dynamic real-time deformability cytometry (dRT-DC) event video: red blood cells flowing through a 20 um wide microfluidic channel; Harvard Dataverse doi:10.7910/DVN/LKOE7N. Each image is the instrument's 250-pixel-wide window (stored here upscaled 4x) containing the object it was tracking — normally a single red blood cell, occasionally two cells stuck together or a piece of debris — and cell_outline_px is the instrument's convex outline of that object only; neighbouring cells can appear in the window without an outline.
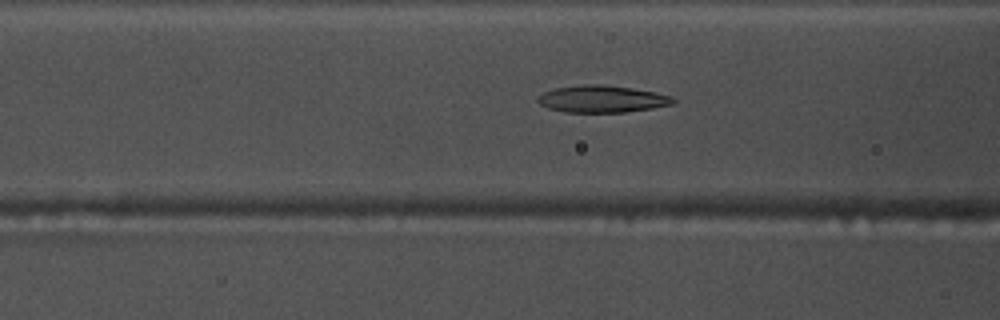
{"species": "common noctule bat (a hibernating species)", "species_latin": "Nyctalus noctula", "temperature_condition": "warm", "stored_images_in_passage": 43, "camera_frame_rate_fps": 3000, "um_per_image_px": 0.085, "animal": {"sex": "male", "body_mass_g": 17.5, "forearm_length_mm": 52.3}, "frame": {"image": 1, "passage_image": 12, "time_ms": 3.667, "image_size_px": [1000, 320], "cell_outline_px": [[676, 100], [672, 104], [652, 108], [624, 112], [564, 112], [548, 108], [540, 104], [536, 100], [544, 92], [556, 88], [584, 84], [604, 84], [632, 88], [656, 92], [672, 96]], "centroid_in_image_um": [51.18, 8.41], "position_along_channel_um": 115.4, "area_um2": 21.27}}
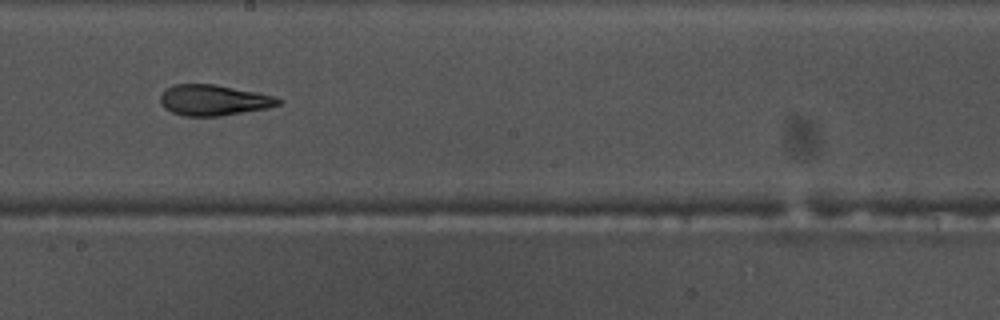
{"frame": {"image": 2, "passage_image": 21, "time_ms": 6.667, "image_size_px": [1000, 320], "cell_outline_px": [[280, 104], [268, 108], [220, 116], [184, 116], [172, 112], [164, 108], [160, 104], [160, 96], [172, 84], [216, 84], [276, 96], [280, 100]], "centroid_in_image_um": [18.15, 8.51], "position_along_channel_um": 230.1, "area_um2": 21.15}}
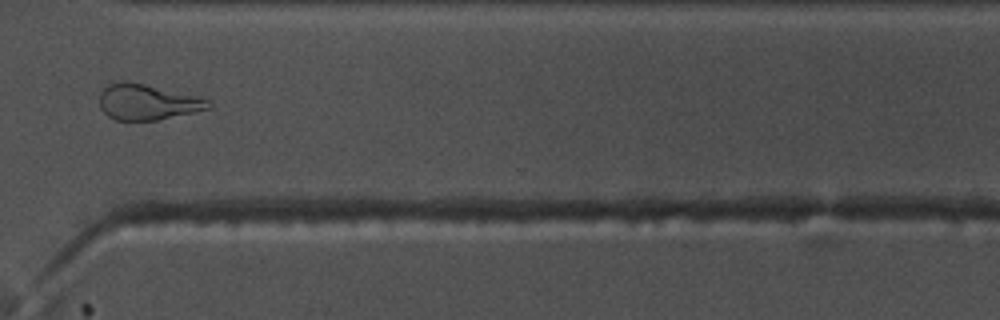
{"frame": {"image": 3, "passage_image": 31, "time_ms": 10.0, "image_size_px": [1000, 320], "cell_outline_px": [[212, 108], [156, 120], [116, 120], [108, 116], [100, 108], [100, 96], [104, 88], [108, 84], [120, 80], [124, 80], [144, 84], [200, 96], [212, 100]], "centroid_in_image_um": [12.56, 8.66], "position_along_channel_um": 358.0, "area_um2": 22.77}, "authors_computed_cell_mechanics": {"area_um2": 21.097, "velocity_mm_per_s": 3.8306, "shape_relaxation_time_tau1_ms": 6.8332, "shape_relaxation_time_tau2_ms": 3.0468, "deformation_change_tau1": 0.2371, "deformation_change_tau2": 0.1281}}